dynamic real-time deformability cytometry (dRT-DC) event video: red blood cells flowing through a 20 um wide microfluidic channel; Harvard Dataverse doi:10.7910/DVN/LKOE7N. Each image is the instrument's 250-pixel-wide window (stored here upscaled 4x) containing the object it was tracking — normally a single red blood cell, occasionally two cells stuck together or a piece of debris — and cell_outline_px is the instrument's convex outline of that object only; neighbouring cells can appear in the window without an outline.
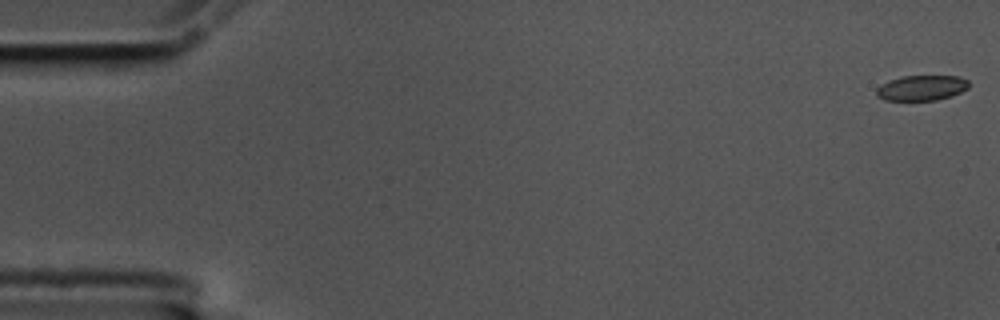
{"species": "common noctule bat (a hibernating species)", "species_latin": "Nyctalus noctula", "temperature_condition": "cold", "stored_images_in_passage": 59, "camera_frame_rate_fps": 3000, "um_per_image_px": 0.085, "animal": {"sex": "male", "body_mass_g": 17.5, "forearm_length_mm": 52.3}, "frame": {"image": 1, "passage_image": 1, "time_ms": 0.0, "image_size_px": [1000, 320], "cell_outline_px": [[968, 88], [952, 96], [936, 100], [884, 100], [876, 96], [876, 88], [880, 84], [888, 80], [900, 76], [960, 76], [968, 80]], "centroid_in_image_um": [78.3, 7.46], "position_along_channel_um": 6.7, "area_um2": 13.76}}
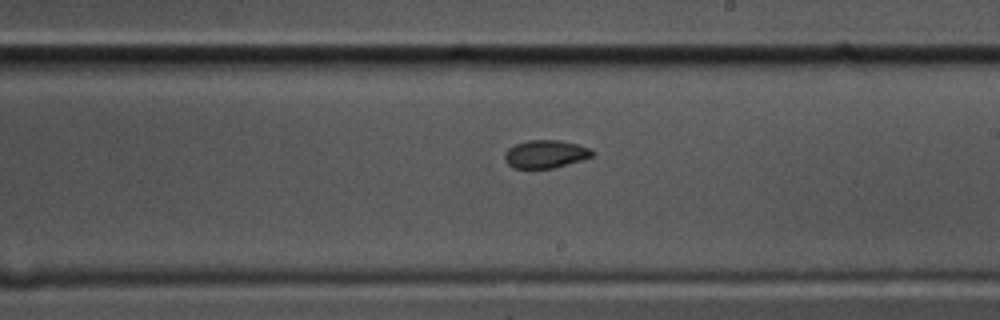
{"frame": {"image": 2, "passage_image": 34, "time_ms": 11.0, "image_size_px": [1000, 320], "cell_outline_px": [[596, 152], [592, 156], [580, 160], [552, 168], [512, 168], [504, 160], [504, 152], [508, 148], [516, 144], [528, 140], [560, 140], [592, 148]], "centroid_in_image_um": [46.35, 13.09], "position_along_channel_um": 242.6, "area_um2": 14.28}}
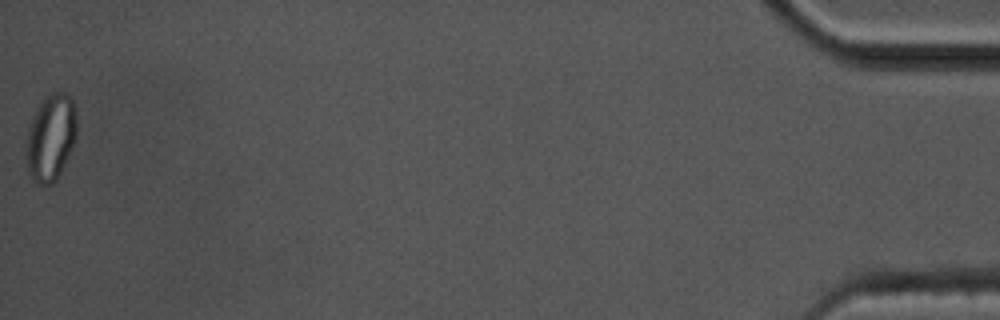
{"frame": {"image": 3, "passage_image": 59, "time_ms": 19.333, "image_size_px": [1000, 320], "cell_outline_px": [[76, 136], [68, 156], [56, 180], [52, 184], [36, 184], [28, 176], [24, 160], [24, 140], [32, 116], [40, 100], [44, 96], [52, 92], [64, 92], [72, 100], [76, 120]], "centroid_in_image_um": [4.23, 11.71], "position_along_channel_um": 431.0, "area_um2": 26.18}, "authors_computed_cell_mechanics": {"area_um2": 14.7968, "velocity_mm_per_s": 3.4389, "shape_relaxation_time_tau1_ms": null, "shape_relaxation_time_tau2_ms": 2.4428, "deformation_change_tau1": null, "deformation_change_tau2": 0.0426}}